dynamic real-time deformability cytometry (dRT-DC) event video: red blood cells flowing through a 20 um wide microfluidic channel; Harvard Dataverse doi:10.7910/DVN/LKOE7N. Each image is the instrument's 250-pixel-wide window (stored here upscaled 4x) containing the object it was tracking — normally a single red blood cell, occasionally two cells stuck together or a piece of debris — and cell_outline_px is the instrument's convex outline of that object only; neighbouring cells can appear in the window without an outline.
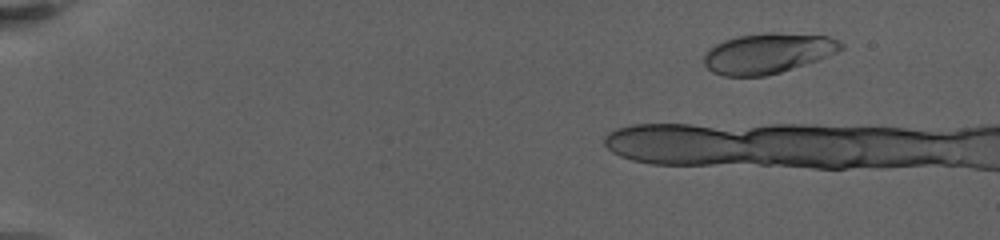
{"species": "human", "species_latin": "Homo sapiens", "temperature_condition": "warm", "stored_images_in_passage": 18, "camera_frame_rate_fps": 3000, "um_per_image_px": 0.085, "donor": {"sex": "female"}, "frame": {"image": 1, "passage_image": 4, "time_ms": 2.0, "image_size_px": [1000, 240], "cell_outline_px": [[844, 48], [820, 60], [780, 72], [764, 76], [724, 76], [712, 72], [704, 64], [704, 52], [708, 48], [724, 40], [740, 36], [768, 32], [772, 32], [828, 36], [840, 40], [844, 44]], "centroid_in_image_um": [65.28, 4.53], "position_along_channel_um": 19.7, "area_um2": 32.31}}
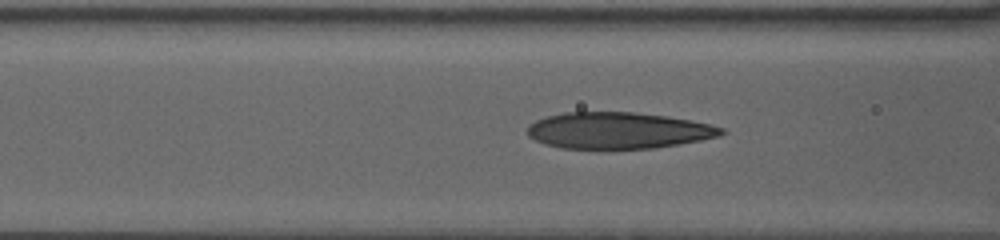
{"frame": {"image": 2, "passage_image": 14, "time_ms": 8.333, "image_size_px": [1000, 240], "cell_outline_px": [[728, 132], [720, 136], [680, 144], [652, 148], [560, 148], [544, 144], [528, 136], [528, 124], [536, 120], [548, 116], [564, 112], [632, 112], [668, 116], [712, 124], [724, 128]], "centroid_in_image_um": [52.58, 11.08], "position_along_channel_um": 114.0, "area_um2": 41.21}}
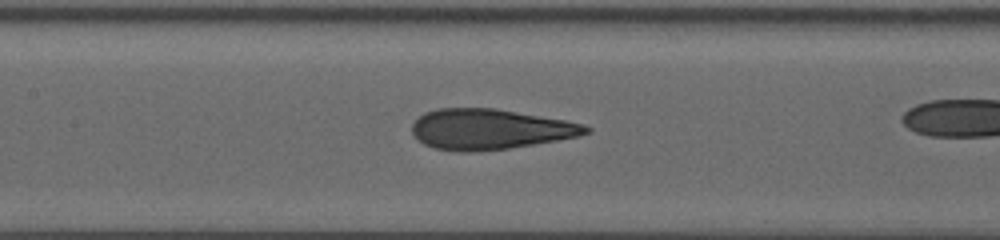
{"frame": {"image": 3, "passage_image": 17, "time_ms": 10.0, "image_size_px": [1000, 240], "cell_outline_px": [[592, 132], [576, 136], [556, 140], [508, 148], [468, 152], [464, 152], [432, 148], [416, 140], [412, 136], [412, 124], [424, 112], [436, 108], [496, 108], [564, 120], [580, 124], [592, 128]], "centroid_in_image_um": [41.57, 10.98], "position_along_channel_um": 165.8, "area_um2": 40.81}}